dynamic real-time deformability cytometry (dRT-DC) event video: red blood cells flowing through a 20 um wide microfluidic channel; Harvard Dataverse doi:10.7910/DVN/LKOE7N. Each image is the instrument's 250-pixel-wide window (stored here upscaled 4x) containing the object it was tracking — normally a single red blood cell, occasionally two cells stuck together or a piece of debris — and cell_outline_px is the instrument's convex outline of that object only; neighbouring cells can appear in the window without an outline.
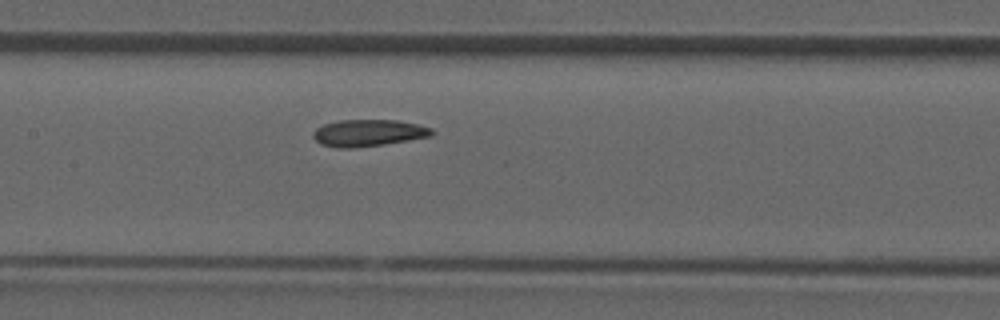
{"species": "common noctule bat (a hibernating species)", "species_latin": "Nyctalus noctula", "temperature_condition": "room temperature", "stored_images_in_passage": 24, "camera_frame_rate_fps": 3000, "um_per_image_px": 0.085, "animal": {"sex": "male", "forearm_length_mm": 52.5}, "frame": {"image": 1, "passage_image": 8, "time_ms": 2.333, "image_size_px": [1000, 320], "cell_outline_px": [[432, 136], [384, 144], [352, 148], [336, 148], [320, 144], [312, 136], [312, 132], [316, 128], [324, 124], [340, 120], [396, 120], [416, 124], [432, 128]], "centroid_in_image_um": [31.27, 11.3], "position_along_channel_um": 176.1, "area_um2": 18.5}}
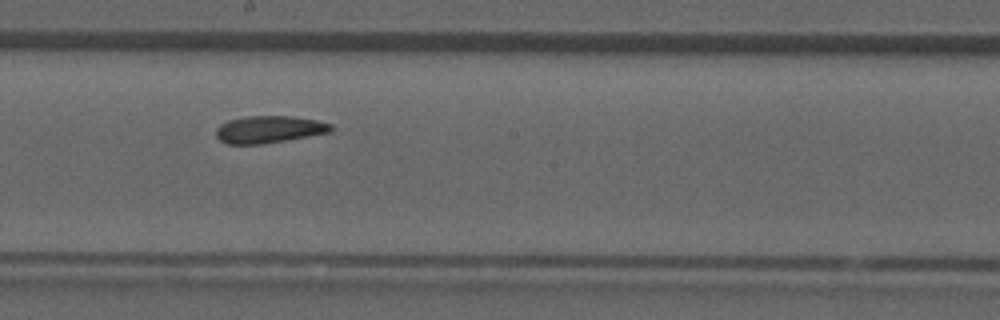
{"frame": {"image": 2, "passage_image": 11, "time_ms": 3.333, "image_size_px": [1000, 320], "cell_outline_px": [[332, 132], [264, 144], [224, 144], [216, 136], [216, 128], [220, 124], [228, 120], [244, 116], [296, 116], [316, 120], [332, 124]], "centroid_in_image_um": [22.86, 11.0], "position_along_channel_um": 225.3, "area_um2": 18.44}}